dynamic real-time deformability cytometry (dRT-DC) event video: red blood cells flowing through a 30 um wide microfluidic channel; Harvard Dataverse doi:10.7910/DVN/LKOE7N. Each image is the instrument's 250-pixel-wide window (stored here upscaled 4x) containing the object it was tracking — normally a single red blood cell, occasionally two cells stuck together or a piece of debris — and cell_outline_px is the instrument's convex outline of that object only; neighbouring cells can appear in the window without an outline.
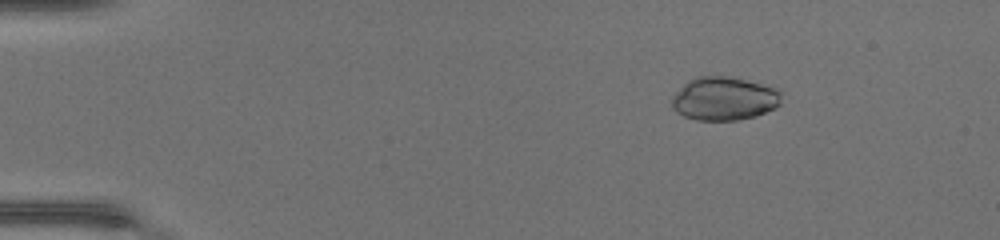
{"species": "common noctule bat (a hibernating species)", "species_latin": "Nyctalus noctula", "temperature_condition": "warm", "stored_images_in_passage": 48, "camera_frame_rate_fps": 3000, "um_per_image_px": 0.085, "animal": {"sex": "female", "body_mass_g": 17.0, "forearm_length_mm": 48.0}, "frame": {"image": 1, "passage_image": 8, "time_ms": 2.333, "image_size_px": [1000, 240], "cell_outline_px": [[780, 104], [776, 108], [756, 116], [736, 120], [696, 120], [684, 116], [676, 112], [672, 108], [672, 96], [688, 80], [696, 76], [732, 76], [780, 88]], "centroid_in_image_um": [61.57, 8.37], "position_along_channel_um": 23.4, "area_um2": 28.09}}
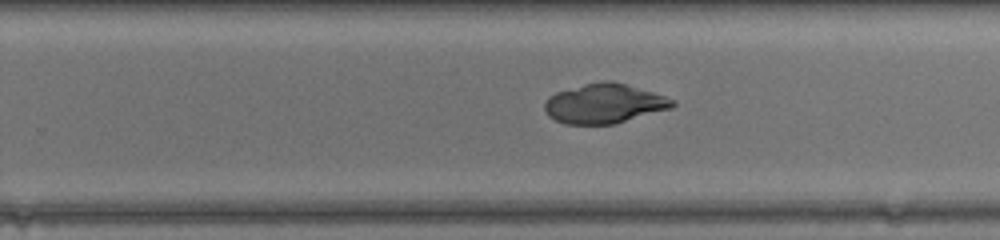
{"frame": {"image": 2, "passage_image": 32, "time_ms": 10.333, "image_size_px": [1000, 240], "cell_outline_px": [[676, 104], [672, 108], [616, 124], [564, 124], [548, 116], [544, 108], [544, 104], [548, 96], [556, 92], [584, 84], [604, 80], [608, 80], [624, 84], [652, 92], [676, 100]], "centroid_in_image_um": [51.36, 8.81], "position_along_channel_um": 278.4, "area_um2": 29.48}}
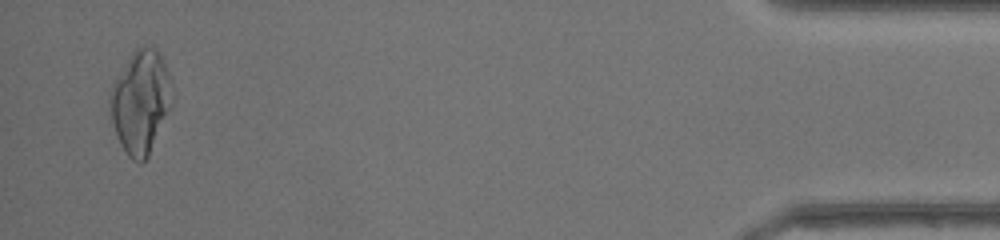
{"frame": {"image": 3, "passage_image": 47, "time_ms": 15.333, "image_size_px": [1000, 240], "cell_outline_px": [[168, 108], [148, 156], [140, 164], [132, 160], [128, 156], [120, 144], [112, 120], [108, 104], [112, 84], [132, 52], [136, 48], [156, 48], [168, 72]], "centroid_in_image_um": [11.86, 8.68], "position_along_channel_um": 423.3, "area_um2": 35.66}, "authors_computed_cell_mechanics": {"area_um2": 29.6225, "velocity_mm_per_s": 4.4475, "shape_relaxation_time_tau1_ms": null, "shape_relaxation_time_tau2_ms": 1.8748, "deformation_change_tau1": null, "deformation_change_tau2": 0.0378}}